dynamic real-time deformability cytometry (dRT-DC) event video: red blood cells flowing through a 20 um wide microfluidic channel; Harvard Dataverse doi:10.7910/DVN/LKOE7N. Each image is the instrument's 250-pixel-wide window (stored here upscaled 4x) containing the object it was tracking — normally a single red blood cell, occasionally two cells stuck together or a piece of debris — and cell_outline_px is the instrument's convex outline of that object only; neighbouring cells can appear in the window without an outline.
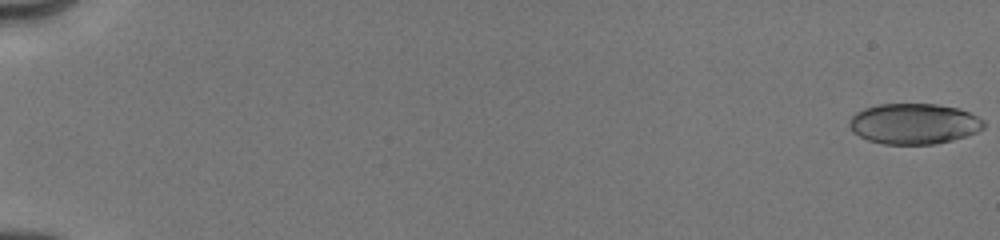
{"species": "human", "species_latin": "Homo sapiens", "temperature_condition": "cold", "stored_images_in_passage": 30, "camera_frame_rate_fps": 3000, "um_per_image_px": 0.085, "donor": {"sex": "male"}, "frame": {"image": 1, "passage_image": 1, "time_ms": 0.0, "image_size_px": [1000, 240], "cell_outline_px": [[984, 128], [968, 136], [952, 140], [932, 144], [884, 144], [868, 140], [852, 132], [848, 124], [848, 120], [856, 112], [864, 108], [876, 104], [936, 104], [960, 108], [984, 120]], "centroid_in_image_um": [77.67, 10.51], "position_along_channel_um": 7.3, "area_um2": 32.02}}
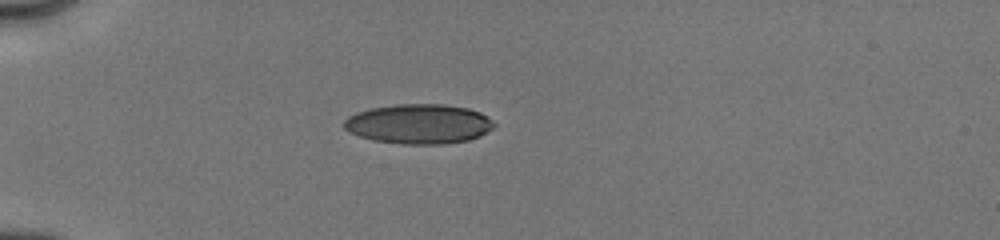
{"frame": {"image": 2, "passage_image": 21, "time_ms": 5.333, "image_size_px": [1000, 240], "cell_outline_px": [[496, 124], [492, 128], [480, 136], [468, 140], [444, 144], [400, 144], [372, 140], [348, 132], [344, 128], [344, 120], [348, 116], [356, 112], [372, 108], [396, 104], [444, 104], [468, 108], [480, 112], [492, 120]], "centroid_in_image_um": [35.59, 10.53], "position_along_channel_um": 49.4, "area_um2": 34.85}}
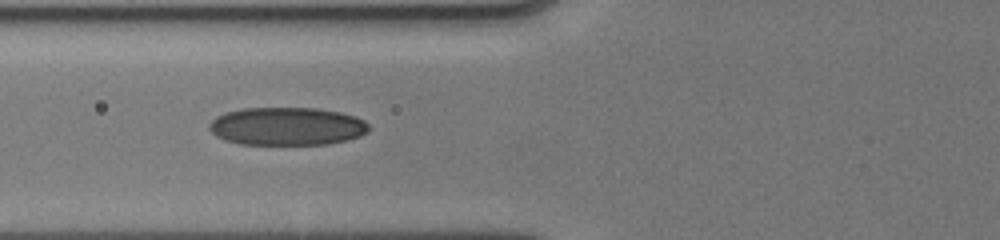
{"frame": {"image": 3, "passage_image": 29, "time_ms": 7.333, "image_size_px": [1000, 240], "cell_outline_px": [[368, 132], [360, 136], [328, 144], [240, 144], [224, 140], [216, 136], [208, 128], [208, 124], [216, 116], [224, 112], [244, 108], [316, 108], [340, 112], [356, 116], [364, 120], [368, 124]], "centroid_in_image_um": [24.37, 10.73], "position_along_channel_um": 101.4, "area_um2": 35.49}}